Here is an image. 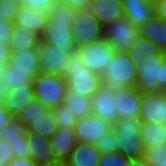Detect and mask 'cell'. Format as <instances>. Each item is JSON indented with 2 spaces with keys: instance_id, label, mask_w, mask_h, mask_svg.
<instances>
[{
  "instance_id": "cell-1",
  "label": "cell",
  "mask_w": 166,
  "mask_h": 166,
  "mask_svg": "<svg viewBox=\"0 0 166 166\" xmlns=\"http://www.w3.org/2000/svg\"><path fill=\"white\" fill-rule=\"evenodd\" d=\"M48 15L47 24L40 35L41 41L56 45L68 54L76 53L77 46L73 41L72 26L77 15V9L57 1L51 7Z\"/></svg>"
},
{
  "instance_id": "cell-2",
  "label": "cell",
  "mask_w": 166,
  "mask_h": 166,
  "mask_svg": "<svg viewBox=\"0 0 166 166\" xmlns=\"http://www.w3.org/2000/svg\"><path fill=\"white\" fill-rule=\"evenodd\" d=\"M102 85L113 94L136 86V64L126 51H115L107 70L101 75Z\"/></svg>"
},
{
  "instance_id": "cell-3",
  "label": "cell",
  "mask_w": 166,
  "mask_h": 166,
  "mask_svg": "<svg viewBox=\"0 0 166 166\" xmlns=\"http://www.w3.org/2000/svg\"><path fill=\"white\" fill-rule=\"evenodd\" d=\"M61 76L66 81L67 90L83 96L92 97L102 85V77L87 69L77 53H72Z\"/></svg>"
},
{
  "instance_id": "cell-4",
  "label": "cell",
  "mask_w": 166,
  "mask_h": 166,
  "mask_svg": "<svg viewBox=\"0 0 166 166\" xmlns=\"http://www.w3.org/2000/svg\"><path fill=\"white\" fill-rule=\"evenodd\" d=\"M141 126L139 118H121L113 124L120 153L129 158L142 157L145 147L140 136Z\"/></svg>"
},
{
  "instance_id": "cell-5",
  "label": "cell",
  "mask_w": 166,
  "mask_h": 166,
  "mask_svg": "<svg viewBox=\"0 0 166 166\" xmlns=\"http://www.w3.org/2000/svg\"><path fill=\"white\" fill-rule=\"evenodd\" d=\"M32 84L35 98L48 108L57 107L63 103L67 86L61 75L40 72L33 79Z\"/></svg>"
},
{
  "instance_id": "cell-6",
  "label": "cell",
  "mask_w": 166,
  "mask_h": 166,
  "mask_svg": "<svg viewBox=\"0 0 166 166\" xmlns=\"http://www.w3.org/2000/svg\"><path fill=\"white\" fill-rule=\"evenodd\" d=\"M76 53L84 66L102 75L111 63L115 50L106 37L77 47Z\"/></svg>"
},
{
  "instance_id": "cell-7",
  "label": "cell",
  "mask_w": 166,
  "mask_h": 166,
  "mask_svg": "<svg viewBox=\"0 0 166 166\" xmlns=\"http://www.w3.org/2000/svg\"><path fill=\"white\" fill-rule=\"evenodd\" d=\"M73 41L76 46H84L104 37V25L87 10H77L72 26Z\"/></svg>"
},
{
  "instance_id": "cell-8",
  "label": "cell",
  "mask_w": 166,
  "mask_h": 166,
  "mask_svg": "<svg viewBox=\"0 0 166 166\" xmlns=\"http://www.w3.org/2000/svg\"><path fill=\"white\" fill-rule=\"evenodd\" d=\"M138 35V27L126 17L104 25V37L115 51H127Z\"/></svg>"
},
{
  "instance_id": "cell-9",
  "label": "cell",
  "mask_w": 166,
  "mask_h": 166,
  "mask_svg": "<svg viewBox=\"0 0 166 166\" xmlns=\"http://www.w3.org/2000/svg\"><path fill=\"white\" fill-rule=\"evenodd\" d=\"M112 126L95 114L86 115L78 119L74 126L77 143L95 144Z\"/></svg>"
},
{
  "instance_id": "cell-10",
  "label": "cell",
  "mask_w": 166,
  "mask_h": 166,
  "mask_svg": "<svg viewBox=\"0 0 166 166\" xmlns=\"http://www.w3.org/2000/svg\"><path fill=\"white\" fill-rule=\"evenodd\" d=\"M139 119L142 122L164 123L166 121V92L143 91Z\"/></svg>"
},
{
  "instance_id": "cell-11",
  "label": "cell",
  "mask_w": 166,
  "mask_h": 166,
  "mask_svg": "<svg viewBox=\"0 0 166 166\" xmlns=\"http://www.w3.org/2000/svg\"><path fill=\"white\" fill-rule=\"evenodd\" d=\"M72 54L45 42L38 46L39 68L42 73L61 75Z\"/></svg>"
},
{
  "instance_id": "cell-12",
  "label": "cell",
  "mask_w": 166,
  "mask_h": 166,
  "mask_svg": "<svg viewBox=\"0 0 166 166\" xmlns=\"http://www.w3.org/2000/svg\"><path fill=\"white\" fill-rule=\"evenodd\" d=\"M166 60V52L157 61L134 62L136 64V87L142 91L161 90V65Z\"/></svg>"
},
{
  "instance_id": "cell-13",
  "label": "cell",
  "mask_w": 166,
  "mask_h": 166,
  "mask_svg": "<svg viewBox=\"0 0 166 166\" xmlns=\"http://www.w3.org/2000/svg\"><path fill=\"white\" fill-rule=\"evenodd\" d=\"M142 90L136 86L124 88L114 95L116 110L119 119L121 118H139Z\"/></svg>"
},
{
  "instance_id": "cell-14",
  "label": "cell",
  "mask_w": 166,
  "mask_h": 166,
  "mask_svg": "<svg viewBox=\"0 0 166 166\" xmlns=\"http://www.w3.org/2000/svg\"><path fill=\"white\" fill-rule=\"evenodd\" d=\"M114 95L115 94L101 85L91 97L92 114H95L101 119L110 122L112 125L119 119Z\"/></svg>"
},
{
  "instance_id": "cell-15",
  "label": "cell",
  "mask_w": 166,
  "mask_h": 166,
  "mask_svg": "<svg viewBox=\"0 0 166 166\" xmlns=\"http://www.w3.org/2000/svg\"><path fill=\"white\" fill-rule=\"evenodd\" d=\"M35 99L33 84L5 89L2 104L16 117Z\"/></svg>"
},
{
  "instance_id": "cell-16",
  "label": "cell",
  "mask_w": 166,
  "mask_h": 166,
  "mask_svg": "<svg viewBox=\"0 0 166 166\" xmlns=\"http://www.w3.org/2000/svg\"><path fill=\"white\" fill-rule=\"evenodd\" d=\"M16 118L26 126V131L42 137L51 138L57 130L51 108L36 116H16Z\"/></svg>"
},
{
  "instance_id": "cell-17",
  "label": "cell",
  "mask_w": 166,
  "mask_h": 166,
  "mask_svg": "<svg viewBox=\"0 0 166 166\" xmlns=\"http://www.w3.org/2000/svg\"><path fill=\"white\" fill-rule=\"evenodd\" d=\"M88 10L103 25L125 17L122 0H90Z\"/></svg>"
},
{
  "instance_id": "cell-18",
  "label": "cell",
  "mask_w": 166,
  "mask_h": 166,
  "mask_svg": "<svg viewBox=\"0 0 166 166\" xmlns=\"http://www.w3.org/2000/svg\"><path fill=\"white\" fill-rule=\"evenodd\" d=\"M8 65L11 66V71L30 72V77L34 79L41 72L38 47L11 53Z\"/></svg>"
},
{
  "instance_id": "cell-19",
  "label": "cell",
  "mask_w": 166,
  "mask_h": 166,
  "mask_svg": "<svg viewBox=\"0 0 166 166\" xmlns=\"http://www.w3.org/2000/svg\"><path fill=\"white\" fill-rule=\"evenodd\" d=\"M125 17L138 28L154 15L151 0H122Z\"/></svg>"
},
{
  "instance_id": "cell-20",
  "label": "cell",
  "mask_w": 166,
  "mask_h": 166,
  "mask_svg": "<svg viewBox=\"0 0 166 166\" xmlns=\"http://www.w3.org/2000/svg\"><path fill=\"white\" fill-rule=\"evenodd\" d=\"M30 158L38 165L55 160L51 139L26 131Z\"/></svg>"
},
{
  "instance_id": "cell-21",
  "label": "cell",
  "mask_w": 166,
  "mask_h": 166,
  "mask_svg": "<svg viewBox=\"0 0 166 166\" xmlns=\"http://www.w3.org/2000/svg\"><path fill=\"white\" fill-rule=\"evenodd\" d=\"M41 36L24 25H14L13 32L9 41L10 53L24 51L38 47Z\"/></svg>"
},
{
  "instance_id": "cell-22",
  "label": "cell",
  "mask_w": 166,
  "mask_h": 166,
  "mask_svg": "<svg viewBox=\"0 0 166 166\" xmlns=\"http://www.w3.org/2000/svg\"><path fill=\"white\" fill-rule=\"evenodd\" d=\"M55 153V159L64 160L69 157L77 145L75 130L57 127L55 134L50 138Z\"/></svg>"
},
{
  "instance_id": "cell-23",
  "label": "cell",
  "mask_w": 166,
  "mask_h": 166,
  "mask_svg": "<svg viewBox=\"0 0 166 166\" xmlns=\"http://www.w3.org/2000/svg\"><path fill=\"white\" fill-rule=\"evenodd\" d=\"M100 156L95 144L77 143L65 162L67 166H98Z\"/></svg>"
},
{
  "instance_id": "cell-24",
  "label": "cell",
  "mask_w": 166,
  "mask_h": 166,
  "mask_svg": "<svg viewBox=\"0 0 166 166\" xmlns=\"http://www.w3.org/2000/svg\"><path fill=\"white\" fill-rule=\"evenodd\" d=\"M139 36L151 40L166 52V21L153 15L138 28Z\"/></svg>"
},
{
  "instance_id": "cell-25",
  "label": "cell",
  "mask_w": 166,
  "mask_h": 166,
  "mask_svg": "<svg viewBox=\"0 0 166 166\" xmlns=\"http://www.w3.org/2000/svg\"><path fill=\"white\" fill-rule=\"evenodd\" d=\"M126 52L134 62H147L157 61V57L163 53V50L151 40L138 35Z\"/></svg>"
},
{
  "instance_id": "cell-26",
  "label": "cell",
  "mask_w": 166,
  "mask_h": 166,
  "mask_svg": "<svg viewBox=\"0 0 166 166\" xmlns=\"http://www.w3.org/2000/svg\"><path fill=\"white\" fill-rule=\"evenodd\" d=\"M49 15L45 12L21 6L13 20L14 25H24L39 35L44 31Z\"/></svg>"
},
{
  "instance_id": "cell-27",
  "label": "cell",
  "mask_w": 166,
  "mask_h": 166,
  "mask_svg": "<svg viewBox=\"0 0 166 166\" xmlns=\"http://www.w3.org/2000/svg\"><path fill=\"white\" fill-rule=\"evenodd\" d=\"M62 104L65 106L66 110L75 115L77 119L92 113L91 97L83 96L75 92H69L67 90Z\"/></svg>"
},
{
  "instance_id": "cell-28",
  "label": "cell",
  "mask_w": 166,
  "mask_h": 166,
  "mask_svg": "<svg viewBox=\"0 0 166 166\" xmlns=\"http://www.w3.org/2000/svg\"><path fill=\"white\" fill-rule=\"evenodd\" d=\"M140 136L145 148L166 143V132L163 123L142 122Z\"/></svg>"
},
{
  "instance_id": "cell-29",
  "label": "cell",
  "mask_w": 166,
  "mask_h": 166,
  "mask_svg": "<svg viewBox=\"0 0 166 166\" xmlns=\"http://www.w3.org/2000/svg\"><path fill=\"white\" fill-rule=\"evenodd\" d=\"M5 89L30 85L33 79L30 77V72L11 71V66L8 64L4 68L3 76Z\"/></svg>"
},
{
  "instance_id": "cell-30",
  "label": "cell",
  "mask_w": 166,
  "mask_h": 166,
  "mask_svg": "<svg viewBox=\"0 0 166 166\" xmlns=\"http://www.w3.org/2000/svg\"><path fill=\"white\" fill-rule=\"evenodd\" d=\"M26 136V126L23 125L16 117L0 131V138L10 144L11 140L24 139Z\"/></svg>"
},
{
  "instance_id": "cell-31",
  "label": "cell",
  "mask_w": 166,
  "mask_h": 166,
  "mask_svg": "<svg viewBox=\"0 0 166 166\" xmlns=\"http://www.w3.org/2000/svg\"><path fill=\"white\" fill-rule=\"evenodd\" d=\"M51 109L53 112L54 120L57 123V127L74 129L78 119L75 115L66 110L63 104H60L59 106L53 107Z\"/></svg>"
},
{
  "instance_id": "cell-32",
  "label": "cell",
  "mask_w": 166,
  "mask_h": 166,
  "mask_svg": "<svg viewBox=\"0 0 166 166\" xmlns=\"http://www.w3.org/2000/svg\"><path fill=\"white\" fill-rule=\"evenodd\" d=\"M130 161L131 158L123 155L119 151L103 153L100 156L98 166H129Z\"/></svg>"
},
{
  "instance_id": "cell-33",
  "label": "cell",
  "mask_w": 166,
  "mask_h": 166,
  "mask_svg": "<svg viewBox=\"0 0 166 166\" xmlns=\"http://www.w3.org/2000/svg\"><path fill=\"white\" fill-rule=\"evenodd\" d=\"M95 146L101 152V154L119 151L113 127L95 143Z\"/></svg>"
},
{
  "instance_id": "cell-34",
  "label": "cell",
  "mask_w": 166,
  "mask_h": 166,
  "mask_svg": "<svg viewBox=\"0 0 166 166\" xmlns=\"http://www.w3.org/2000/svg\"><path fill=\"white\" fill-rule=\"evenodd\" d=\"M20 7L18 0H0V18L13 22Z\"/></svg>"
},
{
  "instance_id": "cell-35",
  "label": "cell",
  "mask_w": 166,
  "mask_h": 166,
  "mask_svg": "<svg viewBox=\"0 0 166 166\" xmlns=\"http://www.w3.org/2000/svg\"><path fill=\"white\" fill-rule=\"evenodd\" d=\"M144 161H164L166 160V143L158 144L154 147H146L142 155Z\"/></svg>"
},
{
  "instance_id": "cell-36",
  "label": "cell",
  "mask_w": 166,
  "mask_h": 166,
  "mask_svg": "<svg viewBox=\"0 0 166 166\" xmlns=\"http://www.w3.org/2000/svg\"><path fill=\"white\" fill-rule=\"evenodd\" d=\"M21 6L28 7L38 11L50 13L51 7L57 2V0H18Z\"/></svg>"
},
{
  "instance_id": "cell-37",
  "label": "cell",
  "mask_w": 166,
  "mask_h": 166,
  "mask_svg": "<svg viewBox=\"0 0 166 166\" xmlns=\"http://www.w3.org/2000/svg\"><path fill=\"white\" fill-rule=\"evenodd\" d=\"M10 147L15 157L30 158L27 136H24V139L11 140Z\"/></svg>"
},
{
  "instance_id": "cell-38",
  "label": "cell",
  "mask_w": 166,
  "mask_h": 166,
  "mask_svg": "<svg viewBox=\"0 0 166 166\" xmlns=\"http://www.w3.org/2000/svg\"><path fill=\"white\" fill-rule=\"evenodd\" d=\"M48 107L43 104L38 99H34L31 103H29L23 111L19 113L18 116H36L38 114L43 113L46 111Z\"/></svg>"
},
{
  "instance_id": "cell-39",
  "label": "cell",
  "mask_w": 166,
  "mask_h": 166,
  "mask_svg": "<svg viewBox=\"0 0 166 166\" xmlns=\"http://www.w3.org/2000/svg\"><path fill=\"white\" fill-rule=\"evenodd\" d=\"M14 24L12 21L0 18V43L9 44L13 32Z\"/></svg>"
},
{
  "instance_id": "cell-40",
  "label": "cell",
  "mask_w": 166,
  "mask_h": 166,
  "mask_svg": "<svg viewBox=\"0 0 166 166\" xmlns=\"http://www.w3.org/2000/svg\"><path fill=\"white\" fill-rule=\"evenodd\" d=\"M14 157L10 144L0 138V166H7Z\"/></svg>"
},
{
  "instance_id": "cell-41",
  "label": "cell",
  "mask_w": 166,
  "mask_h": 166,
  "mask_svg": "<svg viewBox=\"0 0 166 166\" xmlns=\"http://www.w3.org/2000/svg\"><path fill=\"white\" fill-rule=\"evenodd\" d=\"M58 2L68 4L77 10H87L90 5V0H57Z\"/></svg>"
},
{
  "instance_id": "cell-42",
  "label": "cell",
  "mask_w": 166,
  "mask_h": 166,
  "mask_svg": "<svg viewBox=\"0 0 166 166\" xmlns=\"http://www.w3.org/2000/svg\"><path fill=\"white\" fill-rule=\"evenodd\" d=\"M154 15L166 21V0H154Z\"/></svg>"
},
{
  "instance_id": "cell-43",
  "label": "cell",
  "mask_w": 166,
  "mask_h": 166,
  "mask_svg": "<svg viewBox=\"0 0 166 166\" xmlns=\"http://www.w3.org/2000/svg\"><path fill=\"white\" fill-rule=\"evenodd\" d=\"M10 54L9 45L0 43V67H5L9 63Z\"/></svg>"
},
{
  "instance_id": "cell-44",
  "label": "cell",
  "mask_w": 166,
  "mask_h": 166,
  "mask_svg": "<svg viewBox=\"0 0 166 166\" xmlns=\"http://www.w3.org/2000/svg\"><path fill=\"white\" fill-rule=\"evenodd\" d=\"M7 166H39L31 158L14 157Z\"/></svg>"
},
{
  "instance_id": "cell-45",
  "label": "cell",
  "mask_w": 166,
  "mask_h": 166,
  "mask_svg": "<svg viewBox=\"0 0 166 166\" xmlns=\"http://www.w3.org/2000/svg\"><path fill=\"white\" fill-rule=\"evenodd\" d=\"M13 119V116L0 104V131Z\"/></svg>"
},
{
  "instance_id": "cell-46",
  "label": "cell",
  "mask_w": 166,
  "mask_h": 166,
  "mask_svg": "<svg viewBox=\"0 0 166 166\" xmlns=\"http://www.w3.org/2000/svg\"><path fill=\"white\" fill-rule=\"evenodd\" d=\"M161 91L166 92V60L161 65Z\"/></svg>"
},
{
  "instance_id": "cell-47",
  "label": "cell",
  "mask_w": 166,
  "mask_h": 166,
  "mask_svg": "<svg viewBox=\"0 0 166 166\" xmlns=\"http://www.w3.org/2000/svg\"><path fill=\"white\" fill-rule=\"evenodd\" d=\"M39 166H67L64 160L55 159L44 164H40Z\"/></svg>"
},
{
  "instance_id": "cell-48",
  "label": "cell",
  "mask_w": 166,
  "mask_h": 166,
  "mask_svg": "<svg viewBox=\"0 0 166 166\" xmlns=\"http://www.w3.org/2000/svg\"><path fill=\"white\" fill-rule=\"evenodd\" d=\"M129 166H147L143 157L131 158Z\"/></svg>"
},
{
  "instance_id": "cell-49",
  "label": "cell",
  "mask_w": 166,
  "mask_h": 166,
  "mask_svg": "<svg viewBox=\"0 0 166 166\" xmlns=\"http://www.w3.org/2000/svg\"><path fill=\"white\" fill-rule=\"evenodd\" d=\"M147 166H166V160L164 161H144Z\"/></svg>"
},
{
  "instance_id": "cell-50",
  "label": "cell",
  "mask_w": 166,
  "mask_h": 166,
  "mask_svg": "<svg viewBox=\"0 0 166 166\" xmlns=\"http://www.w3.org/2000/svg\"><path fill=\"white\" fill-rule=\"evenodd\" d=\"M4 68L5 67H0V91H5V86H4V81H3V76H4Z\"/></svg>"
},
{
  "instance_id": "cell-51",
  "label": "cell",
  "mask_w": 166,
  "mask_h": 166,
  "mask_svg": "<svg viewBox=\"0 0 166 166\" xmlns=\"http://www.w3.org/2000/svg\"><path fill=\"white\" fill-rule=\"evenodd\" d=\"M3 101V91H0V104H2Z\"/></svg>"
},
{
  "instance_id": "cell-52",
  "label": "cell",
  "mask_w": 166,
  "mask_h": 166,
  "mask_svg": "<svg viewBox=\"0 0 166 166\" xmlns=\"http://www.w3.org/2000/svg\"><path fill=\"white\" fill-rule=\"evenodd\" d=\"M163 125H164L165 132H166V121L163 123Z\"/></svg>"
}]
</instances>
